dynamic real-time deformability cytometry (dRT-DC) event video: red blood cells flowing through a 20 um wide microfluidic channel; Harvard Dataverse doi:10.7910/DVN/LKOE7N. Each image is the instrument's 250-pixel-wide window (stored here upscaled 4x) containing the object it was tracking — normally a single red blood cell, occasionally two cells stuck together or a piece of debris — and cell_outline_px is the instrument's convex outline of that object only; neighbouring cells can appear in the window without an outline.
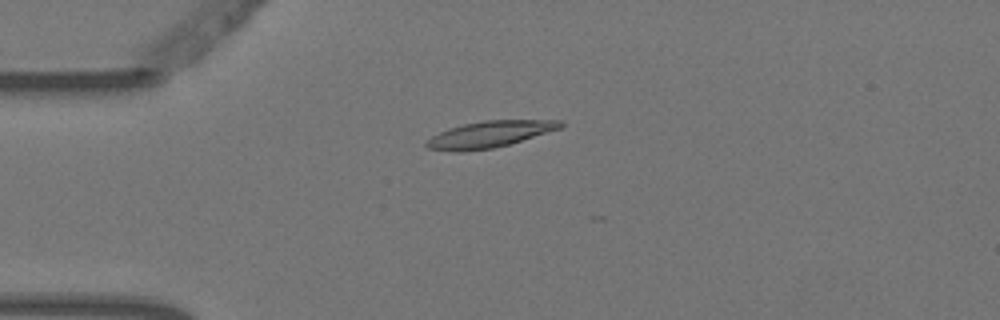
{"species": "Egyptian fruit bat (a non-hibernating species)", "species_latin": "Rousettus aegyptiacus", "temperature_condition": "warm", "stored_images_in_passage": 8, "camera_frame_rate_fps": 3000, "um_per_image_px": 0.085, "animal": {"sex": "female"}, "frame": {"image": 1, "passage_image": 4, "time_ms": 1.0, "image_size_px": [1000, 320], "cell_outline_px": [[564, 124], [560, 128], [508, 144], [492, 148], [460, 152], [452, 152], [428, 148], [424, 144], [432, 136], [448, 128], [464, 124], [484, 120], [564, 120]], "centroid_in_image_um": [41.58, 11.41], "position_along_channel_um": 43.4, "area_um2": 20.4}}
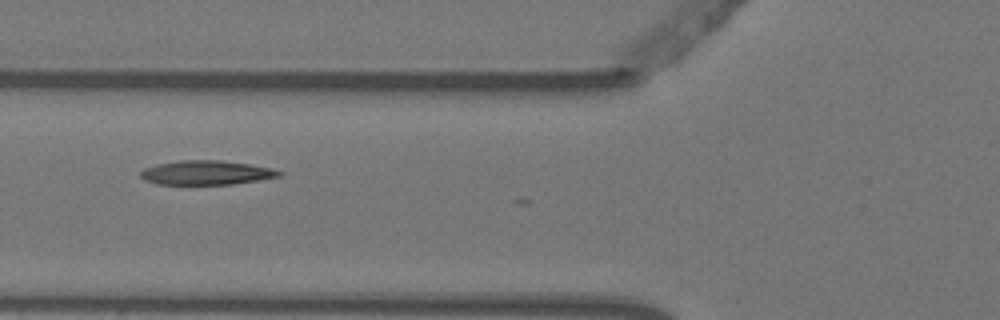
{"frame": {"image": 2, "passage_image": 6, "time_ms": 1.667, "image_size_px": [1000, 320], "cell_outline_px": [[284, 172], [280, 176], [232, 184], [156, 184], [144, 180], [140, 176], [140, 172], [144, 168], [160, 164], [180, 160], [220, 160], [248, 164], [272, 168]], "centroid_in_image_um": [17.52, 14.67], "position_along_channel_um": 108.3, "area_um2": 19.36}}
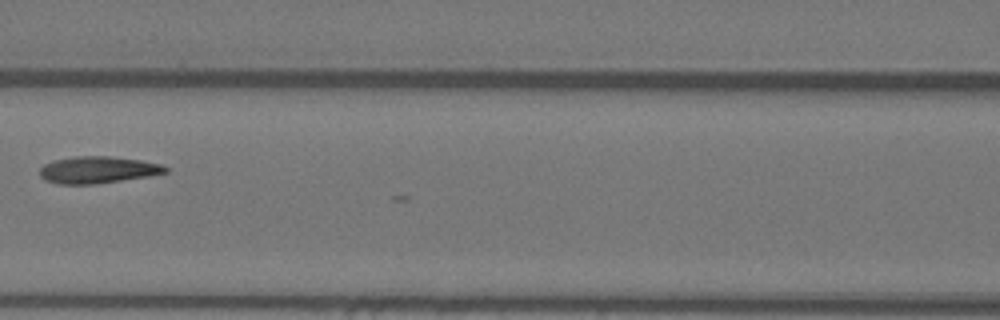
{"frame": {"image": 3, "passage_image": 7, "time_ms": 2.0, "image_size_px": [1000, 320], "cell_outline_px": [[168, 172], [148, 176], [96, 184], [56, 184], [44, 180], [40, 176], [40, 168], [44, 164], [56, 160], [76, 156], [112, 156], [140, 160], [160, 164], [168, 168]], "centroid_in_image_um": [8.29, 14.44], "position_along_channel_um": 158.3, "area_um2": 19.65}}